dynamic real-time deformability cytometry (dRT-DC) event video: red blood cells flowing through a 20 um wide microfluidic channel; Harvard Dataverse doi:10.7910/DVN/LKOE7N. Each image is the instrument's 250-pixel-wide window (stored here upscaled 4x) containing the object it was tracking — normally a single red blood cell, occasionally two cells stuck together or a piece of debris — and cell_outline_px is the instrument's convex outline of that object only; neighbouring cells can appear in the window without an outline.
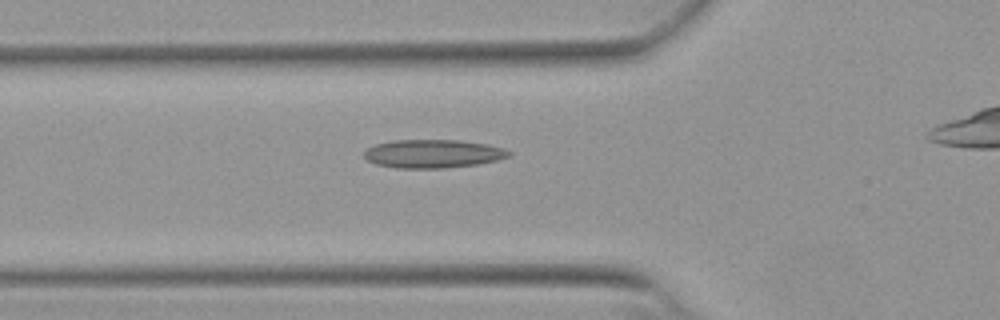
{"species": "Egyptian fruit bat (a non-hibernating species)", "species_latin": "Rousettus aegyptiacus", "temperature_condition": "warm", "stored_images_in_passage": 30, "camera_frame_rate_fps": 3000, "um_per_image_px": 0.085, "animal": {"sex": "female"}, "frame": {"image": 1, "passage_image": 2, "time_ms": 0.333, "image_size_px": [1000, 320], "cell_outline_px": [[512, 156], [496, 160], [476, 164], [444, 168], [396, 168], [376, 164], [368, 160], [364, 156], [364, 152], [368, 148], [376, 144], [392, 140], [460, 140], [488, 144], [504, 148], [512, 152]], "centroid_in_image_um": [36.83, 13.06], "position_along_channel_um": 89.0, "area_um2": 23.99}}
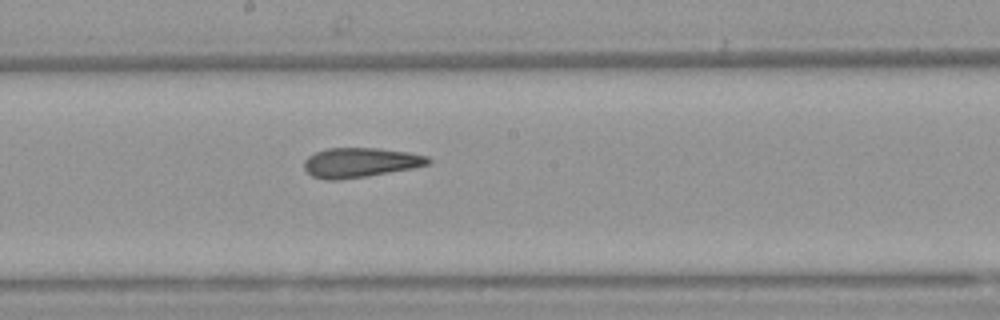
{"frame": {"image": 2, "passage_image": 12, "time_ms": 3.667, "image_size_px": [1000, 320], "cell_outline_px": [[432, 164], [416, 168], [368, 176], [340, 180], [324, 180], [312, 176], [304, 168], [304, 160], [308, 156], [316, 152], [328, 148], [380, 148], [408, 152], [428, 156], [432, 160]], "centroid_in_image_um": [30.67, 13.82], "position_along_channel_um": 217.5, "area_um2": 21.79}}
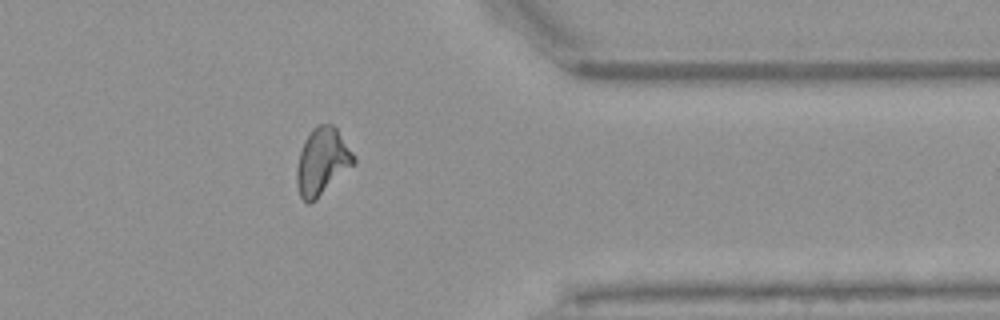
{"frame": {"image": 3, "passage_image": 26, "time_ms": 8.333, "image_size_px": [1000, 320], "cell_outline_px": [[356, 164], [316, 200], [308, 204], [300, 196], [296, 184], [296, 168], [300, 152], [304, 140], [312, 128], [316, 124], [332, 124], [336, 128], [356, 156]], "centroid_in_image_um": [27.4, 13.74], "position_along_channel_um": 384.0, "area_um2": 22.6}}